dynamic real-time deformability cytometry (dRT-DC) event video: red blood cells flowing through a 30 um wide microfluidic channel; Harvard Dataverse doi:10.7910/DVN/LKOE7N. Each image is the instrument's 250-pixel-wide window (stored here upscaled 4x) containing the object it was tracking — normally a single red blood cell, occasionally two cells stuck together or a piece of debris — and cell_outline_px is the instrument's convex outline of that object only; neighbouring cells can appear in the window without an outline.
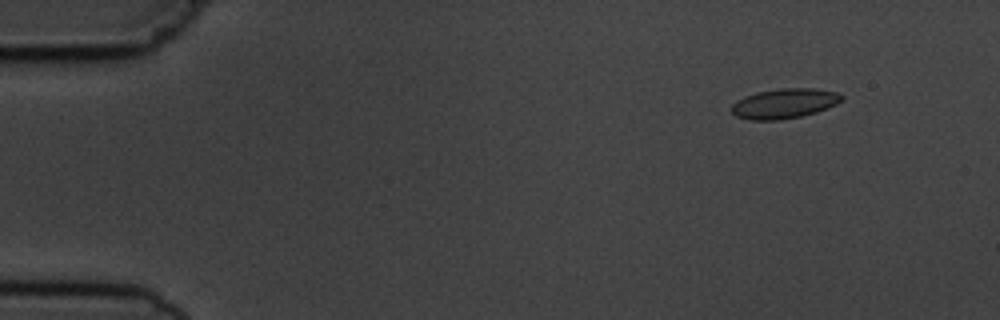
{"species": "common noctule bat (a hibernating species)", "species_latin": "Nyctalus noctula", "temperature_condition": "cold", "stored_images_in_passage": 6, "camera_frame_rate_fps": 3000, "um_per_image_px": 0.085, "animal": {"sex": "male", "body_mass_g": 19.5, "forearm_length_mm": 54.6}, "frame": {"image": 1, "passage_image": 2, "time_ms": 1.0, "image_size_px": [1000, 320], "cell_outline_px": [[844, 96], [836, 104], [828, 108], [816, 112], [800, 116], [780, 120], [752, 120], [736, 116], [732, 112], [732, 104], [736, 100], [744, 96], [756, 92], [780, 88], [812, 88], [836, 92]], "centroid_in_image_um": [66.64, 8.79], "position_along_channel_um": 18.4, "area_um2": 19.13}}
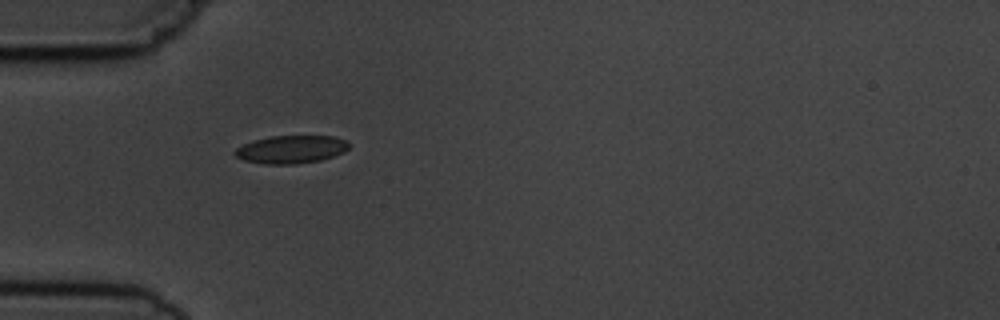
{"frame": {"image": 2, "passage_image": 5, "time_ms": 4.667, "image_size_px": [1000, 320], "cell_outline_px": [[348, 148], [344, 152], [320, 160], [296, 164], [264, 164], [244, 160], [236, 156], [232, 152], [236, 148], [252, 140], [272, 136], [332, 136], [348, 140]], "centroid_in_image_um": [24.73, 12.69], "position_along_channel_um": 60.3, "area_um2": 18.55}}
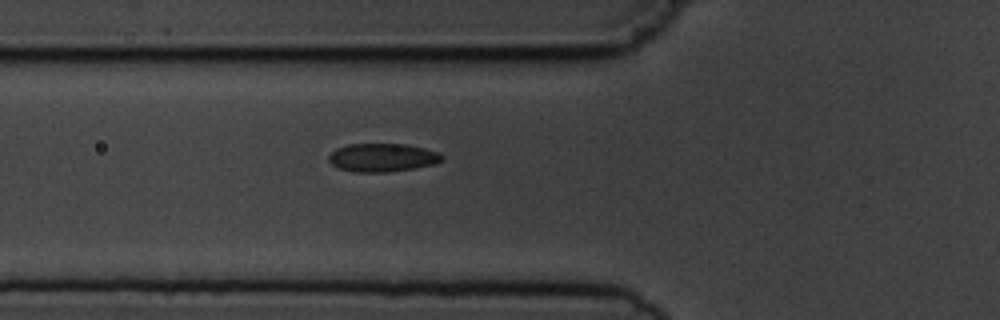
{"frame": {"image": 3, "passage_image": 6, "time_ms": 5.667, "image_size_px": [1000, 320], "cell_outline_px": [[444, 160], [436, 164], [412, 168], [384, 172], [356, 172], [340, 168], [332, 164], [328, 160], [328, 156], [336, 148], [348, 144], [404, 144], [424, 148], [440, 152], [444, 156]], "centroid_in_image_um": [32.53, 13.38], "position_along_channel_um": 93.3, "area_um2": 18.67}}